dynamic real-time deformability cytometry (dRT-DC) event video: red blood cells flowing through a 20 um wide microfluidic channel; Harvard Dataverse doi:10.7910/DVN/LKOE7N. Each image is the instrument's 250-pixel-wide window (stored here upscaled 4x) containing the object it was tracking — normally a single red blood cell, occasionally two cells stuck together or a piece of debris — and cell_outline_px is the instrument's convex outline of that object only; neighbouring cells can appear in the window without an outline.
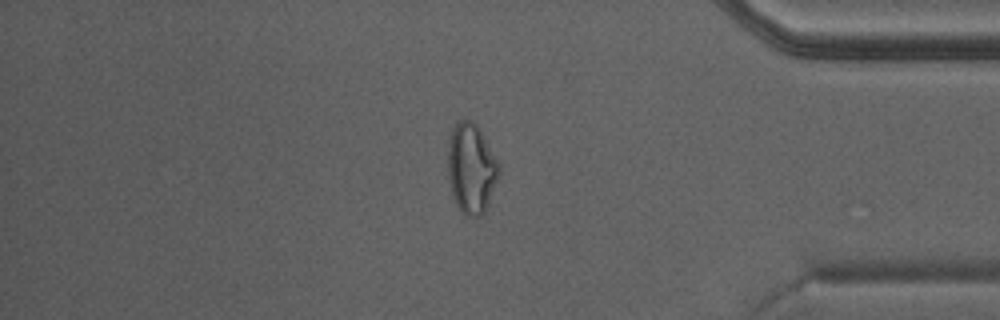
{"species": "Egyptian fruit bat (a non-hibernating species)", "species_latin": "Rousettus aegyptiacus", "temperature_condition": "warm", "stored_images_in_passage": 26, "camera_frame_rate_fps": 3000, "um_per_image_px": 0.085, "animal": {"sex": "male"}, "frame": {"image": 1, "passage_image": 22, "time_ms": 7.0, "image_size_px": [1000, 320], "cell_outline_px": [[500, 176], [488, 204], [484, 212], [476, 220], [468, 216], [456, 204], [452, 196], [448, 176], [448, 140], [452, 128], [460, 120], [472, 120], [476, 124], [500, 164]], "centroid_in_image_um": [40.07, 14.34], "position_along_channel_um": 395.1, "area_um2": 26.99}}